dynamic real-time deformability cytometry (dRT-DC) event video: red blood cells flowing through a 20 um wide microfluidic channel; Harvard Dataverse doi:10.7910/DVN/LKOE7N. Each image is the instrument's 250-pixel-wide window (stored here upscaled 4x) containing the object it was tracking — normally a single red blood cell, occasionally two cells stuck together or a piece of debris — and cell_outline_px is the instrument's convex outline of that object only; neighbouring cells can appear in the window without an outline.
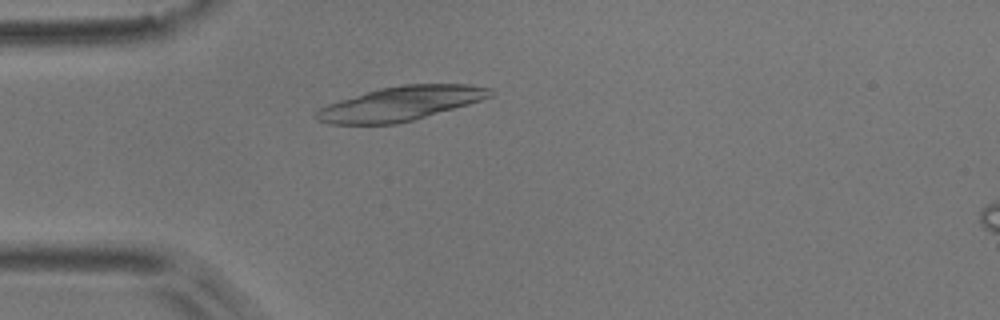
{"species": "common noctule bat (a hibernating species)", "species_latin": "Nyctalus noctula", "temperature_condition": "room temperature", "stored_images_in_passage": 4, "camera_frame_rate_fps": 3000, "um_per_image_px": 0.085, "animal": {"sex": "male", "body_mass_g": 17.9}, "frame": {"image": 1, "passage_image": 4, "time_ms": 1.0, "image_size_px": [1000, 320], "cell_outline_px": [[492, 96], [468, 104], [412, 120], [396, 124], [328, 124], [316, 120], [312, 116], [320, 108], [328, 104], [340, 100], [380, 88], [404, 84], [468, 84], [492, 88]], "centroid_in_image_um": [34.02, 8.8], "position_along_channel_um": 51.0, "area_um2": 34.39}}